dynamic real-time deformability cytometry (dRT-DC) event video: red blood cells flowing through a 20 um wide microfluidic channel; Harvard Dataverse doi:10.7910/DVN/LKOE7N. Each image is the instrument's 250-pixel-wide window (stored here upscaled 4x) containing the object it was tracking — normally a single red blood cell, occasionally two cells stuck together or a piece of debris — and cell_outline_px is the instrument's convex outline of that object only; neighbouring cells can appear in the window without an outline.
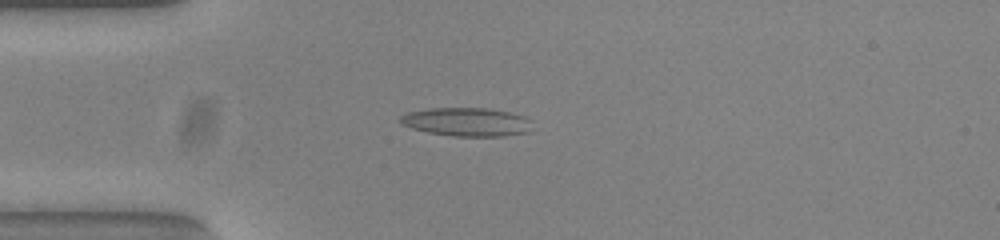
{"species": "common noctule bat (a hibernating species)", "species_latin": "Nyctalus noctula", "temperature_condition": "warm", "stored_images_in_passage": 49, "camera_frame_rate_fps": 3000, "um_per_image_px": 0.085, "animal": {"sex": "female", "body_mass_g": 23.0, "forearm_length_mm": 53.4}, "frame": {"image": 1, "passage_image": 9, "time_ms": 2.667, "image_size_px": [1000, 240], "cell_outline_px": [[532, 120], [528, 132], [504, 136], [456, 136], [428, 132], [412, 128], [400, 124], [400, 116], [408, 112], [428, 108], [488, 108], [508, 112], [524, 116]], "centroid_in_image_um": [39.66, 10.36], "position_along_channel_um": 45.3, "area_um2": 21.91}}
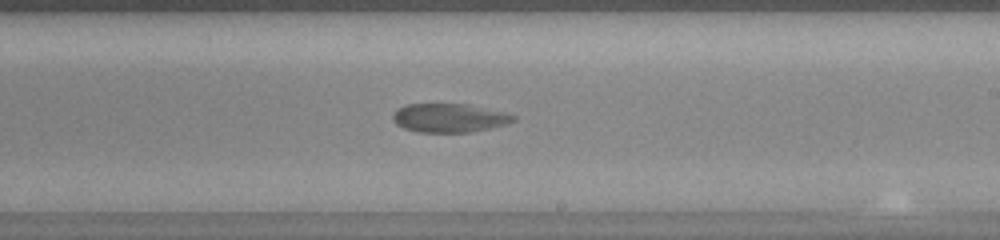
{"frame": {"image": 2, "passage_image": 27, "time_ms": 8.667, "image_size_px": [1000, 240], "cell_outline_px": [[516, 120], [508, 124], [468, 132], [416, 132], [404, 128], [396, 124], [392, 120], [392, 116], [396, 108], [404, 104], [468, 104], [504, 112], [516, 116]], "centroid_in_image_um": [38.15, 10.01], "position_along_channel_um": 250.8, "area_um2": 20.29}}
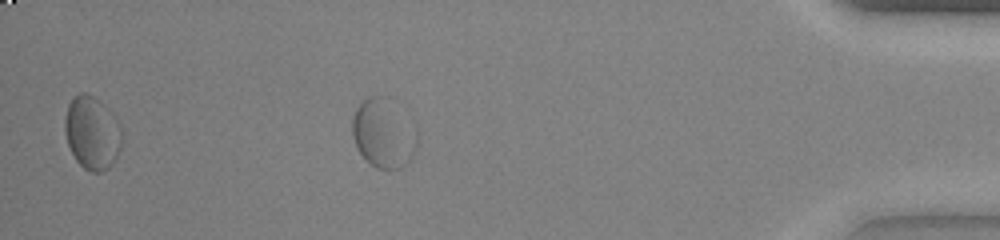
{"frame": {"image": 3, "passage_image": 43, "time_ms": 14.0, "image_size_px": [1000, 240], "cell_outline_px": [[416, 148], [408, 164], [400, 168], [376, 168], [360, 152], [356, 144], [352, 132], [352, 116], [356, 108], [368, 96], [380, 96], [416, 120]], "centroid_in_image_um": [32.64, 11.32], "position_along_channel_um": 402.6, "area_um2": 26.01}, "authors_computed_cell_mechanics": {"area_um2": 21.675, "velocity_mm_per_s": 3.7241, "shape_relaxation_time_tau1_ms": null, "shape_relaxation_time_tau2_ms": 1.3221, "deformation_change_tau1": null, "deformation_change_tau2": 0.0405}}